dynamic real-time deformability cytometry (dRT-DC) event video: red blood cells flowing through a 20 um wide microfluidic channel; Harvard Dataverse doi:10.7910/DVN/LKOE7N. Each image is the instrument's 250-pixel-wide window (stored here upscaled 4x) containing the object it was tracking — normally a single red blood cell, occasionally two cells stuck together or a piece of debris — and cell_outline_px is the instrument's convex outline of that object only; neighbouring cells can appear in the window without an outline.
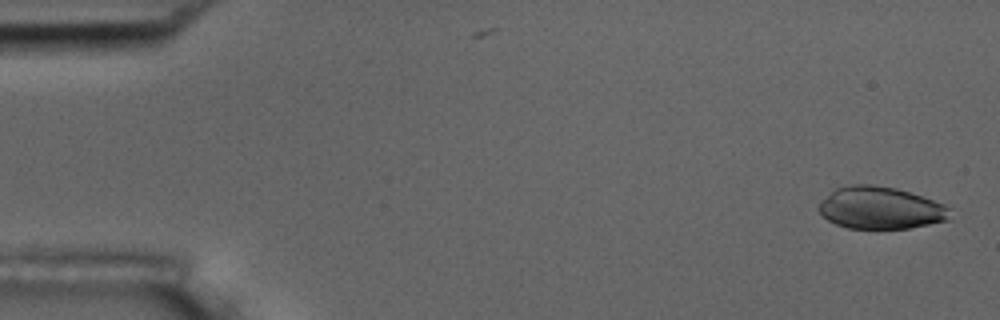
{"species": "common noctule bat (a hibernating species)", "species_latin": "Nyctalus noctula", "temperature_condition": "room temperature", "stored_images_in_passage": 56, "camera_frame_rate_fps": 3000, "um_per_image_px": 0.085, "animal": {"sex": "male", "body_mass_g": 17.5, "forearm_length_mm": 52.3}, "frame": {"image": 1, "passage_image": 2, "time_ms": 0.333, "image_size_px": [1000, 320], "cell_outline_px": [[948, 220], [908, 228], [848, 228], [836, 224], [828, 220], [816, 208], [820, 200], [836, 188], [852, 184], [868, 184], [896, 188], [944, 204], [948, 208]], "centroid_in_image_um": [74.77, 17.67], "position_along_channel_um": 10.2, "area_um2": 31.91}}